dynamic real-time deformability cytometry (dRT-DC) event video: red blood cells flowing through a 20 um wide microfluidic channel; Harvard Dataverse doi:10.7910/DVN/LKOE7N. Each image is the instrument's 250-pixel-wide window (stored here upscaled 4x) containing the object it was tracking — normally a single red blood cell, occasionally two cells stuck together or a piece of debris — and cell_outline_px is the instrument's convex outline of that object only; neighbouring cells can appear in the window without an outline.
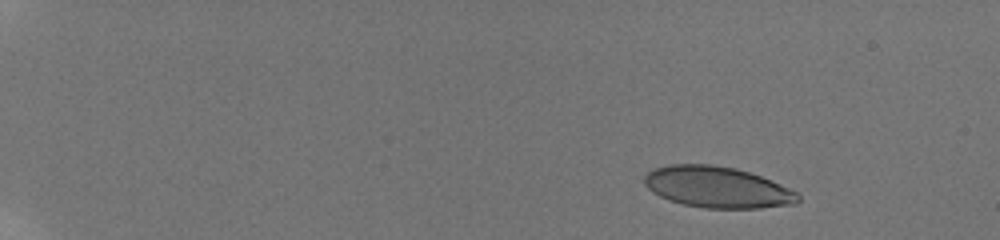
{"species": "human", "species_latin": "Homo sapiens", "temperature_condition": "room temperature", "stored_images_in_passage": 50, "camera_frame_rate_fps": 3000, "um_per_image_px": 0.085, "donor": {"sex": "male"}, "frame": {"image": 1, "passage_image": 1, "time_ms": 0.0, "image_size_px": [1000, 240], "cell_outline_px": [[800, 200], [796, 204], [760, 208], [704, 208], [684, 204], [668, 200], [652, 192], [644, 184], [644, 176], [652, 168], [668, 164], [712, 164], [736, 168], [772, 180], [796, 192], [800, 196]], "centroid_in_image_um": [60.95, 15.9], "position_along_channel_um": 24.0, "area_um2": 37.05}}
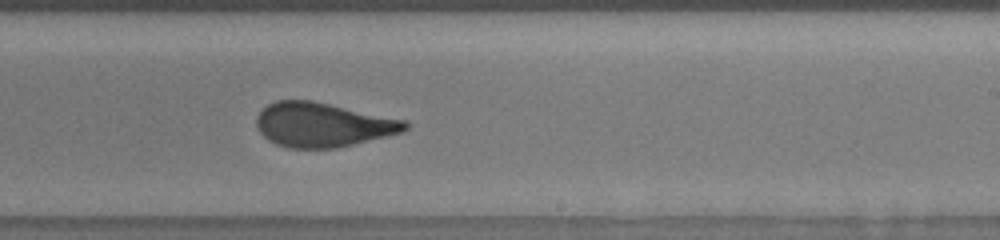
{"frame": {"image": 2, "passage_image": 32, "time_ms": 10.333, "image_size_px": [1000, 240], "cell_outline_px": [[408, 128], [404, 132], [388, 136], [336, 148], [288, 148], [276, 144], [268, 140], [256, 128], [256, 116], [268, 104], [276, 100], [312, 100], [408, 120]], "centroid_in_image_um": [27.45, 10.6], "position_along_channel_um": 261.5, "area_um2": 38.67}}
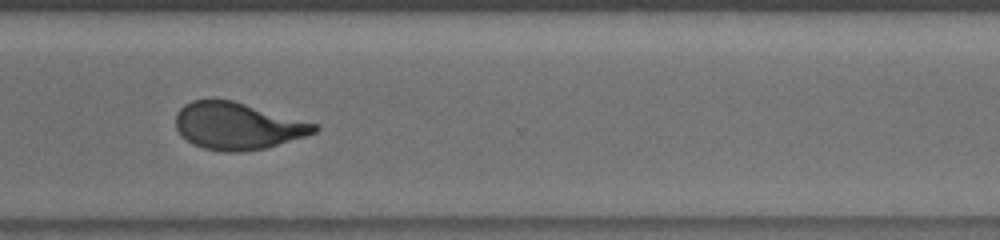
{"frame": {"image": 3, "passage_image": 39, "time_ms": 12.667, "image_size_px": [1000, 240], "cell_outline_px": [[320, 128], [316, 132], [304, 136], [264, 148], [240, 152], [224, 152], [204, 148], [192, 144], [180, 136], [176, 128], [176, 112], [184, 104], [192, 100], [212, 96], [232, 100], [316, 124]], "centroid_in_image_um": [20.09, 10.68], "position_along_channel_um": 350.5, "area_um2": 38.21}, "authors_computed_cell_mechanics": {"area_um2": 38.148, "velocity_mm_per_s": 3.8149, "shape_relaxation_time_tau1_ms": 5.9876, "shape_relaxation_time_tau2_ms": 0.8068, "deformation_change_tau1": 0.2018, "deformation_change_tau2": 0.0775}}